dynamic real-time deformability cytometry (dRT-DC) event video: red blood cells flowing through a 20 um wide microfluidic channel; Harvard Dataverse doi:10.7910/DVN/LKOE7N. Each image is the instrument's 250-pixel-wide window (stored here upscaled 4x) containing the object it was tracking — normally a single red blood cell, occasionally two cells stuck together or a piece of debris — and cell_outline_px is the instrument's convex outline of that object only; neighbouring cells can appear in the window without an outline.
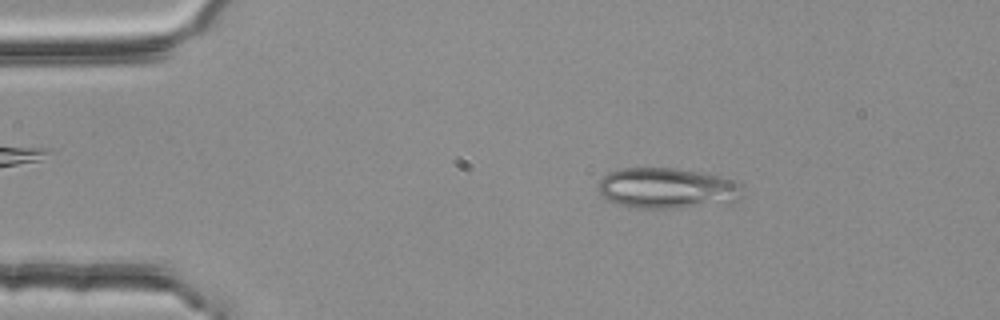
{"species": "common noctule bat (a hibernating species)", "species_latin": "Nyctalus noctula", "temperature_condition": "room temperature", "stored_images_in_passage": 52, "camera_frame_rate_fps": 3000, "um_per_image_px": 0.085, "animal": {"sex": "female", "body_mass_g": 25.1}, "frame": {"image": 1, "passage_image": 8, "time_ms": 2.333, "image_size_px": [1000, 320], "cell_outline_px": [[744, 196], [740, 200], [728, 204], [680, 208], [636, 208], [620, 204], [608, 200], [600, 196], [596, 188], [600, 180], [608, 172], [620, 168], [676, 168], [704, 172], [720, 176], [736, 184]], "centroid_in_image_um": [56.68, 16.01], "position_along_channel_um": 28.3, "area_um2": 34.62}}
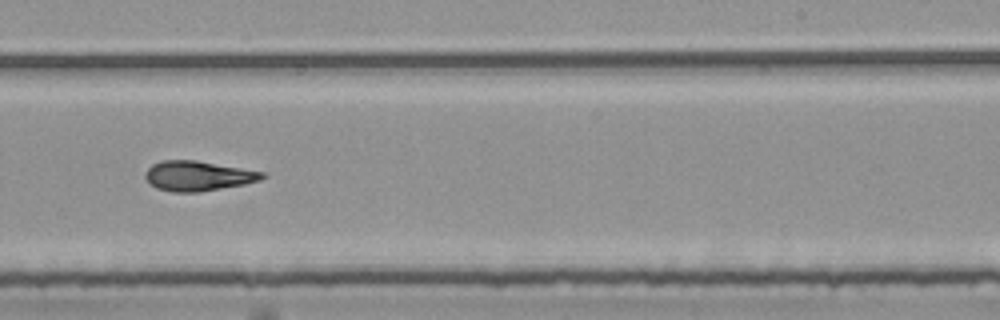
{"frame": {"image": 2, "passage_image": 32, "time_ms": 10.333, "image_size_px": [1000, 320], "cell_outline_px": [[264, 176], [260, 180], [244, 184], [200, 192], [172, 192], [156, 188], [144, 176], [144, 172], [152, 164], [160, 160], [196, 160], [264, 172]], "centroid_in_image_um": [16.79, 14.95], "position_along_channel_um": 272.2, "area_um2": 20.29}}
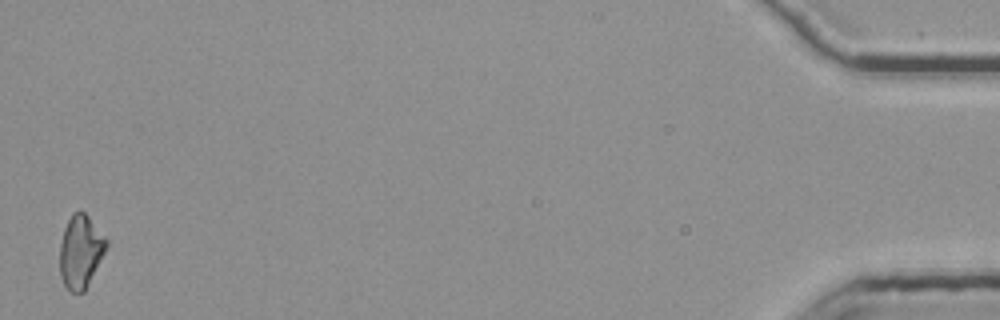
{"frame": {"image": 3, "passage_image": 52, "time_ms": 17.0, "image_size_px": [1000, 320], "cell_outline_px": [[108, 244], [84, 292], [72, 292], [64, 284], [60, 276], [60, 244], [64, 228], [72, 212], [80, 208], [88, 216], [108, 240]], "centroid_in_image_um": [6.83, 21.34], "position_along_channel_um": 428.4, "area_um2": 19.65}, "authors_computed_cell_mechanics": {"area_um2": 20.23, "velocity_mm_per_s": 3.7949, "shape_relaxation_time_tau1_ms": null, "shape_relaxation_time_tau2_ms": 3.4511, "deformation_change_tau1": null, "deformation_change_tau2": 0.1088}}